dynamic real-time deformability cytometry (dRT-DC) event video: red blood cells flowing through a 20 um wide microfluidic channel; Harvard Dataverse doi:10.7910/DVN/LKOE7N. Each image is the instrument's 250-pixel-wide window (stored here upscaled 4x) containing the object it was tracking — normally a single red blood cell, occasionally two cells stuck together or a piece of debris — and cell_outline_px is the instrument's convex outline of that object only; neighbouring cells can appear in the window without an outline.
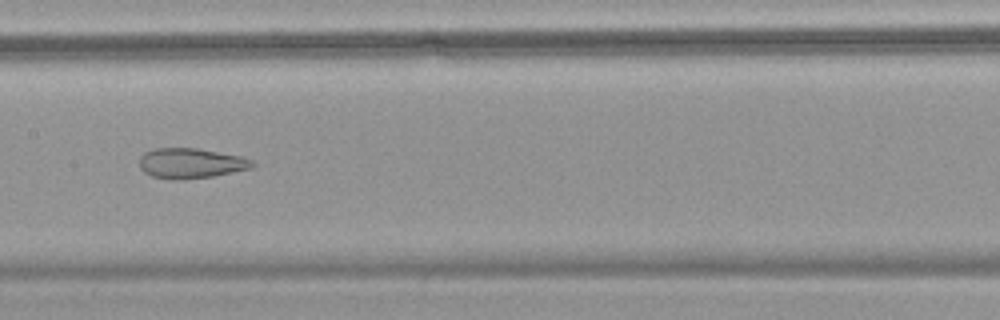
{"species": "common noctule bat (a hibernating species)", "species_latin": "Nyctalus noctula", "temperature_condition": "warm", "stored_images_in_passage": 58, "camera_frame_rate_fps": 3000, "um_per_image_px": 0.085, "animal": {"sex": "female", "body_mass_g": 18.4}, "frame": {"image": 1, "passage_image": 31, "time_ms": 10.0, "image_size_px": [1000, 320], "cell_outline_px": [[256, 164], [252, 168], [212, 176], [180, 180], [172, 180], [152, 176], [144, 172], [140, 168], [140, 156], [144, 152], [156, 148], [196, 148], [244, 156], [252, 160]], "centroid_in_image_um": [16.23, 13.87], "position_along_channel_um": 191.2, "area_um2": 20.0}}
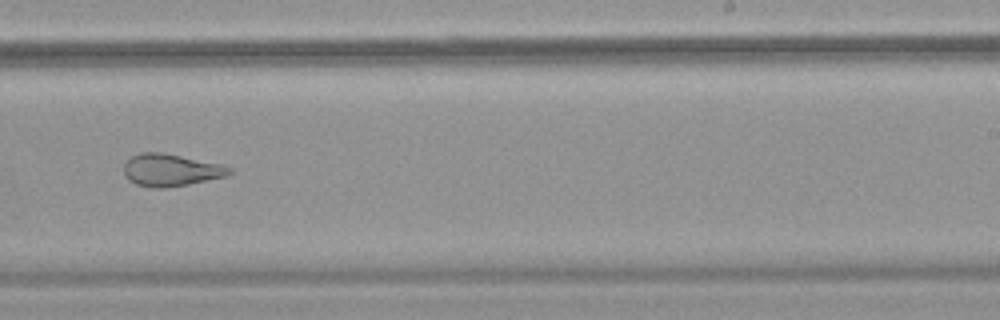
{"frame": {"image": 2, "passage_image": 38, "time_ms": 12.333, "image_size_px": [1000, 320], "cell_outline_px": [[232, 172], [228, 176], [168, 188], [152, 188], [136, 184], [128, 180], [124, 176], [124, 164], [132, 156], [140, 152], [164, 152], [220, 164], [232, 168]], "centroid_in_image_um": [14.51, 14.46], "position_along_channel_um": 274.5, "area_um2": 20.0}}
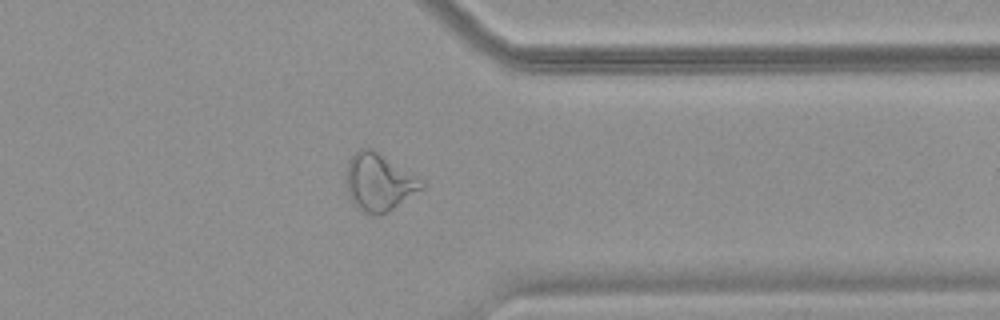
{"frame": {"image": 3, "passage_image": 47, "time_ms": 15.333, "image_size_px": [1000, 320], "cell_outline_px": [[424, 188], [388, 212], [376, 216], [364, 212], [352, 204], [344, 180], [348, 160], [360, 148], [372, 148], [424, 180]], "centroid_in_image_um": [32.2, 15.49], "position_along_channel_um": 379.2, "area_um2": 25.55}, "authors_computed_cell_mechanics": {"area_um2": 27.8596, "velocity_mm_per_s": 3.5851, "shape_relaxation_time_tau1_ms": null, "shape_relaxation_time_tau2_ms": 1.9316, "deformation_change_tau1": null, "deformation_change_tau2": 0.1053}}